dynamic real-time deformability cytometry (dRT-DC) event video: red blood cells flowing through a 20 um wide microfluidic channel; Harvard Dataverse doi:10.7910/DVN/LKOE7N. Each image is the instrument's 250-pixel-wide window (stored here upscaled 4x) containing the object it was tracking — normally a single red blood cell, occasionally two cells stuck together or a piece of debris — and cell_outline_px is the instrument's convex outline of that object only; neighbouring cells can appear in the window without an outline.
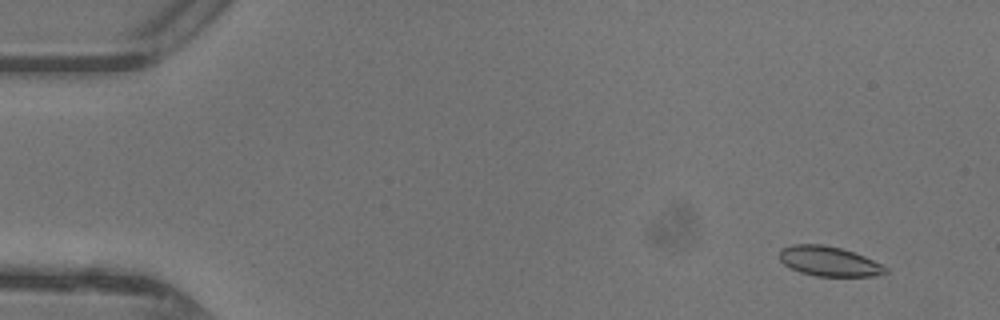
{"species": "common noctule bat (a hibernating species)", "species_latin": "Nyctalus noctula", "temperature_condition": "warm", "stored_images_in_passage": 49, "segment_of_instrument_passage": [1, 2], "camera_frame_rate_fps": 3000, "um_per_image_px": 0.085, "animal": {"sex": "female"}, "frame": {"image": 1, "passage_image": 4, "time_ms": 1.0, "image_size_px": [1000, 320], "cell_outline_px": [[888, 272], [876, 276], [816, 276], [800, 272], [784, 264], [780, 260], [780, 248], [792, 244], [824, 244], [840, 248], [864, 256], [888, 268]], "centroid_in_image_um": [70.45, 22.2], "position_along_channel_um": 14.6, "area_um2": 18.32}}
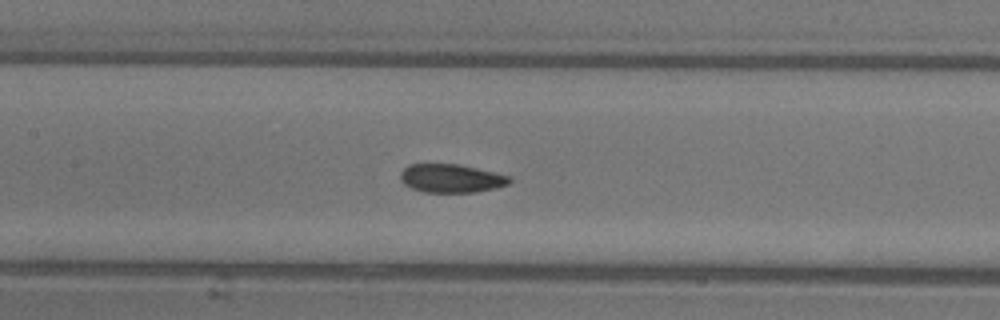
{"frame": {"image": 2, "passage_image": 23, "time_ms": 7.333, "image_size_px": [1000, 320], "cell_outline_px": [[512, 180], [508, 184], [496, 188], [476, 192], [424, 192], [412, 188], [404, 184], [400, 180], [400, 172], [408, 164], [456, 164], [476, 168], [508, 176]], "centroid_in_image_um": [38.31, 15.16], "position_along_channel_um": 169.1, "area_um2": 17.98}}
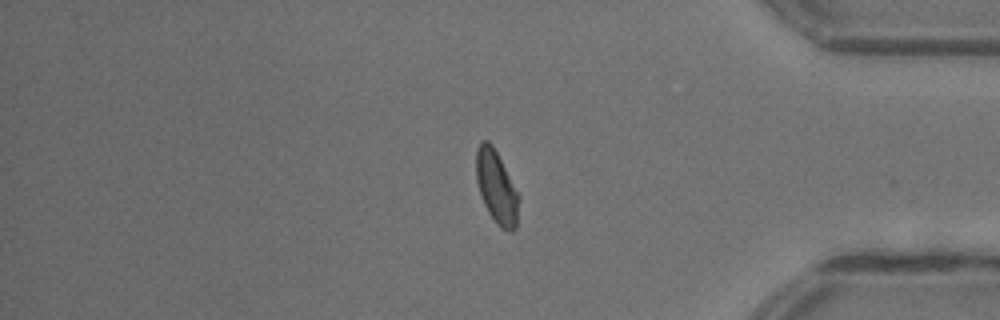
{"frame": {"image": 3, "passage_image": 40, "time_ms": 13.0, "image_size_px": [1000, 320], "cell_outline_px": [[520, 196], [516, 228], [512, 232], [508, 232], [500, 228], [496, 224], [488, 212], [484, 204], [476, 180], [476, 148], [480, 140], [488, 140], [492, 144]], "centroid_in_image_um": [42.2, 15.93], "position_along_channel_um": 393.0, "area_um2": 18.26}}